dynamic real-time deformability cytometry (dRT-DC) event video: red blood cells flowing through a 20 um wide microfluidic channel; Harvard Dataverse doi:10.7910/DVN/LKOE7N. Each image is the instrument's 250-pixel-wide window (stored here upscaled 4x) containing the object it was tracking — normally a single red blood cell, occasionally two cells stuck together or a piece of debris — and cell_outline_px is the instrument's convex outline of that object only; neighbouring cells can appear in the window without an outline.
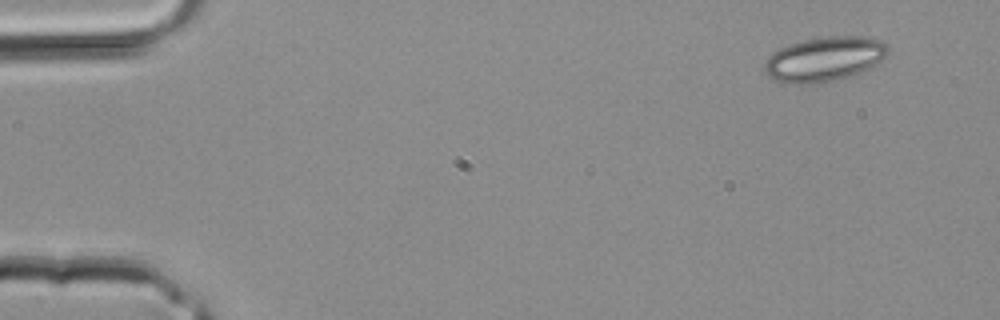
{"species": "common noctule bat (a hibernating species)", "species_latin": "Nyctalus noctula", "temperature_condition": "room temperature", "stored_images_in_passage": 2, "camera_frame_rate_fps": 3000, "um_per_image_px": 0.085, "animal": {"sex": "male", "body_mass_g": 20.4}, "frame": {"image": 1, "passage_image": 1, "time_ms": 0.0, "image_size_px": [1000, 320], "cell_outline_px": [[888, 52], [880, 60], [868, 68], [860, 72], [836, 80], [816, 84], [792, 84], [776, 80], [768, 76], [764, 72], [764, 64], [768, 56], [772, 52], [788, 44], [804, 40], [828, 36], [868, 36], [880, 40], [888, 44]], "centroid_in_image_um": [70.04, 5.02], "position_along_channel_um": 15.0, "area_um2": 32.14}}